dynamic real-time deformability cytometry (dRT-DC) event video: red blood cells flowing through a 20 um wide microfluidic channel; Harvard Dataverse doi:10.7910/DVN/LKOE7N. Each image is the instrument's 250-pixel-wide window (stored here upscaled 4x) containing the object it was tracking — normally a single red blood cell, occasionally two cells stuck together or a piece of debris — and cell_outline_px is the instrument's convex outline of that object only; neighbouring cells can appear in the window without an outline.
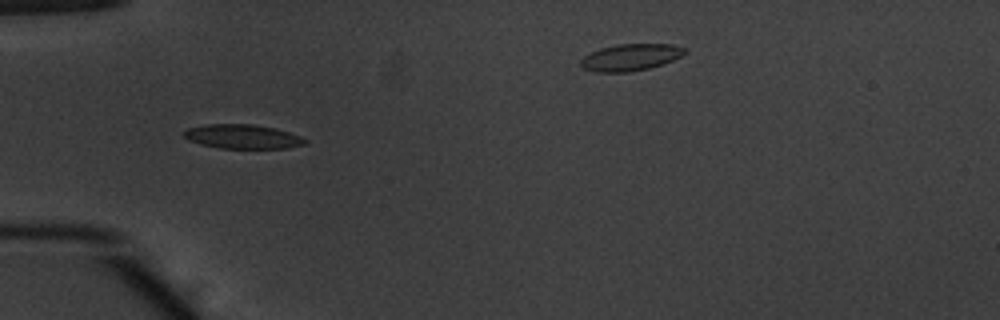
{"species": "common noctule bat (a hibernating species)", "species_latin": "Nyctalus noctula", "temperature_condition": "warm", "stored_images_in_passage": 37, "camera_frame_rate_fps": 3000, "um_per_image_px": 0.085, "animal": {"sex": "male", "body_mass_g": 20.1, "forearm_length_mm": 53.5}, "frame": {"image": 1, "passage_image": 1, "time_ms": 0.0, "image_size_px": [1000, 320], "cell_outline_px": [[308, 140], [304, 144], [288, 148], [220, 148], [200, 144], [188, 140], [184, 136], [184, 132], [188, 128], [204, 124], [252, 124], [276, 128], [300, 136]], "centroid_in_image_um": [20.61, 11.6], "position_along_channel_um": 64.4, "area_um2": 17.05}}
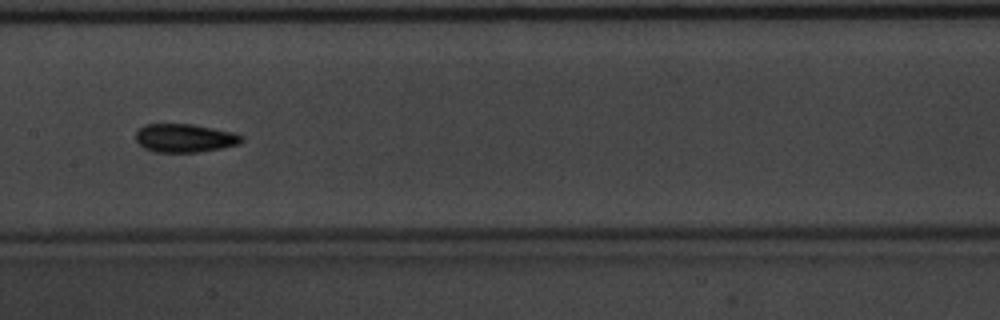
{"frame": {"image": 2, "passage_image": 11, "time_ms": 3.333, "image_size_px": [1000, 320], "cell_outline_px": [[244, 140], [240, 144], [220, 148], [196, 152], [156, 152], [144, 148], [136, 140], [136, 132], [144, 124], [192, 124], [232, 132], [244, 136]], "centroid_in_image_um": [15.71, 11.73], "position_along_channel_um": 191.7, "area_um2": 17.46}}
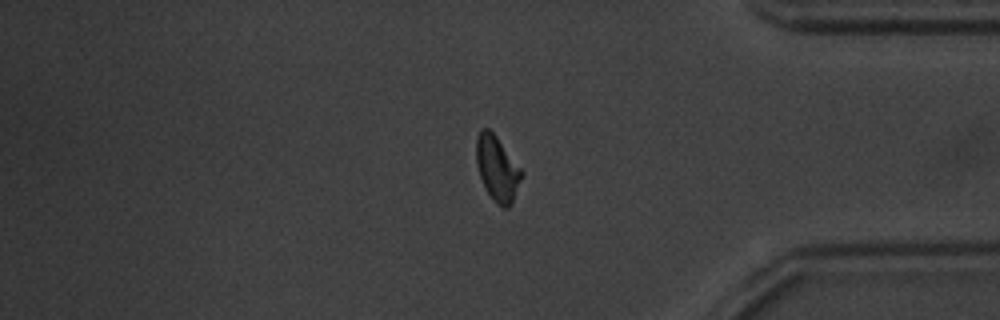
{"frame": {"image": 3, "passage_image": 28, "time_ms": 9.0, "image_size_px": [1000, 320], "cell_outline_px": [[524, 172], [512, 200], [508, 208], [504, 208], [492, 200], [484, 188], [476, 164], [476, 136], [480, 128], [488, 128], [496, 136]], "centroid_in_image_um": [42.23, 14.3], "position_along_channel_um": 393.0, "area_um2": 17.11}, "authors_computed_cell_mechanics": {"area_um2": 16.6464, "velocity_mm_per_s": 3.88, "shape_relaxation_time_tau1_ms": 3.4054, "shape_relaxation_time_tau2_ms": 2.0785, "deformation_change_tau1": 0.1228, "deformation_change_tau2": 0.0731}}